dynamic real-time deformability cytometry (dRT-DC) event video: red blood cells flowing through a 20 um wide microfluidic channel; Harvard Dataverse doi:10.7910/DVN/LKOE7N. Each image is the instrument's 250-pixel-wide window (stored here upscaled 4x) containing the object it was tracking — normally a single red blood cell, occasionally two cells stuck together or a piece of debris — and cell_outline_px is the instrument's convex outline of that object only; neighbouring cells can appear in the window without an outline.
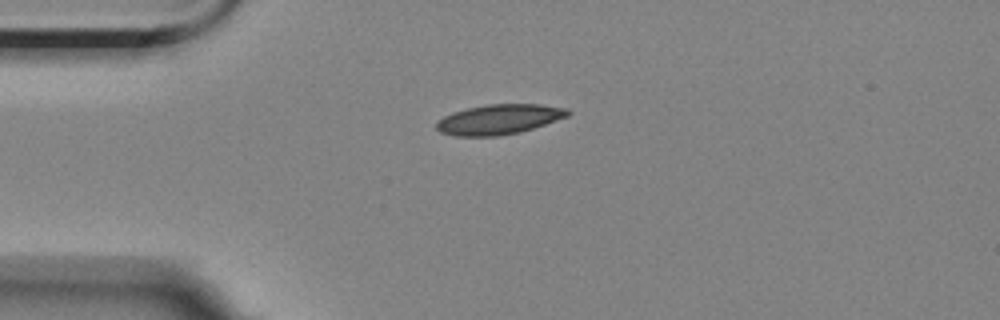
{"species": "Egyptian fruit bat (a non-hibernating species)", "species_latin": "Rousettus aegyptiacus", "temperature_condition": "room temperature", "stored_images_in_passage": 8, "camera_frame_rate_fps": 3000, "um_per_image_px": 0.085, "animal": {"sex": "female"}, "frame": {"image": 1, "passage_image": 1, "time_ms": 0.0, "image_size_px": [1000, 320], "cell_outline_px": [[572, 112], [568, 116], [520, 132], [496, 136], [456, 136], [440, 132], [436, 128], [436, 120], [452, 112], [468, 108], [488, 104], [540, 104], [568, 108]], "centroid_in_image_um": [42.4, 10.14], "position_along_channel_um": 42.6, "area_um2": 22.95}}
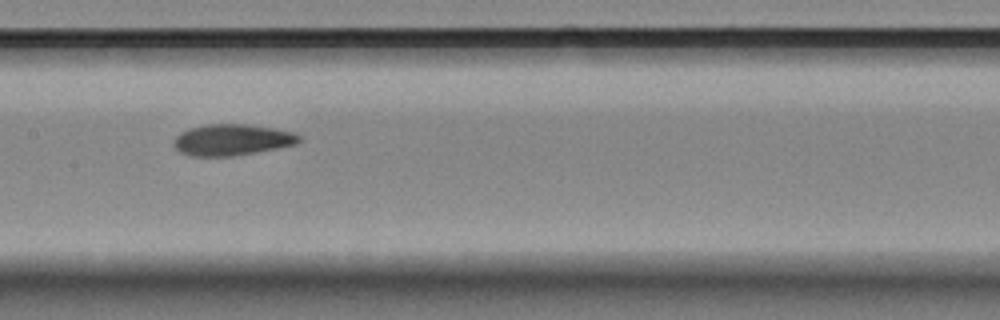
{"frame": {"image": 2, "passage_image": 5, "time_ms": 1.333, "image_size_px": [1000, 320], "cell_outline_px": [[300, 140], [296, 144], [276, 148], [232, 156], [192, 156], [180, 152], [172, 144], [172, 140], [180, 132], [188, 128], [208, 124], [244, 124], [272, 128], [292, 132], [300, 136]], "centroid_in_image_um": [19.66, 11.88], "position_along_channel_um": 187.7, "area_um2": 22.66}}
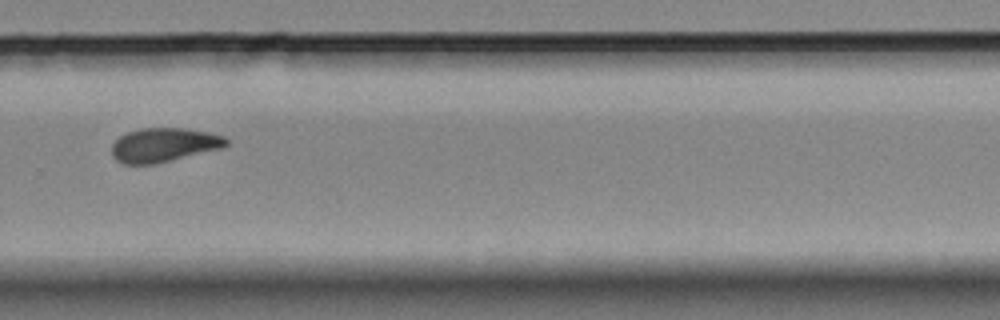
{"frame": {"image": 3, "passage_image": 8, "time_ms": 2.333, "image_size_px": [1000, 320], "cell_outline_px": [[228, 144], [224, 148], [152, 164], [124, 164], [116, 160], [112, 156], [112, 144], [120, 136], [128, 132], [140, 128], [188, 128], [208, 132], [224, 136], [228, 140]], "centroid_in_image_um": [13.94, 12.31], "position_along_channel_um": 315.9, "area_um2": 22.72}}